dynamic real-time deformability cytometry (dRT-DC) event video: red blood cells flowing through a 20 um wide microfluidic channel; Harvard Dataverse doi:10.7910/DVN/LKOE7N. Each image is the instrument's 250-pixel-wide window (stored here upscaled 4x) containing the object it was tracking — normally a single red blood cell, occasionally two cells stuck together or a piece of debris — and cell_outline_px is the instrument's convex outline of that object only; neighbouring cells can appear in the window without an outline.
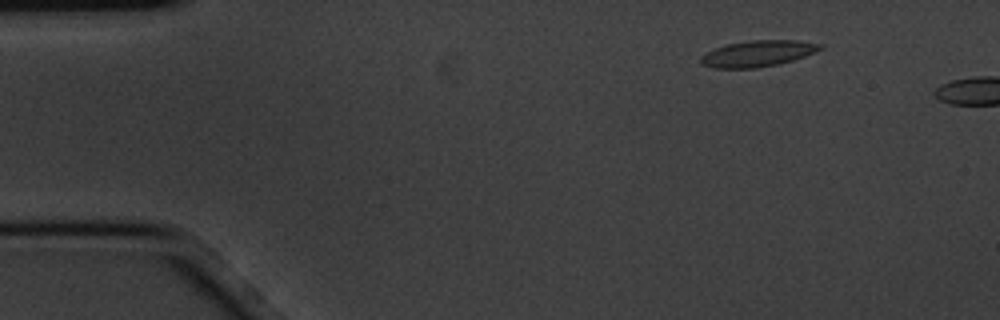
{"species": "common noctule bat (a hibernating species)", "species_latin": "Nyctalus noctula", "temperature_condition": "cold", "stored_images_in_passage": 3, "camera_frame_rate_fps": 3000, "um_per_image_px": 0.085, "animal": {"sex": "male", "body_mass_g": 20.1, "forearm_length_mm": 53.5}, "frame": {"image": 1, "passage_image": 2, "time_ms": 0.333, "image_size_px": [1000, 320], "cell_outline_px": [[824, 48], [816, 52], [792, 60], [776, 64], [756, 68], [712, 68], [704, 64], [700, 60], [700, 56], [704, 52], [724, 44], [752, 40], [796, 40], [824, 44]], "centroid_in_image_um": [64.4, 4.54], "position_along_channel_um": 20.6, "area_um2": 18.32}}